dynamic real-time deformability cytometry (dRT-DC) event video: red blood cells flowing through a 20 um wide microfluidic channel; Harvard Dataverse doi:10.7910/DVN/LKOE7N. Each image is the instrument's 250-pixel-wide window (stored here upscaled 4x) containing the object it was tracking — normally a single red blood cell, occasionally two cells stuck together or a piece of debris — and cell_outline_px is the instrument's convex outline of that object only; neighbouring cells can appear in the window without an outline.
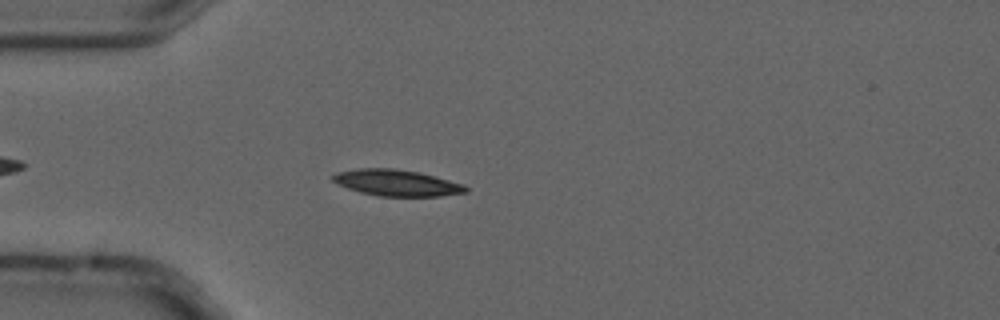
{"species": "common noctule bat (a hibernating species)", "species_latin": "Nyctalus noctula", "temperature_condition": "cold", "stored_images_in_passage": 2, "camera_frame_rate_fps": 3000, "um_per_image_px": 0.085, "animal": {"sex": "male", "forearm_length_mm": 52.5}, "frame": {"image": 1, "passage_image": 2, "time_ms": 0.333, "image_size_px": [1000, 320], "cell_outline_px": [[468, 192], [440, 196], [380, 196], [360, 192], [336, 184], [328, 176], [336, 172], [360, 168], [392, 168], [420, 172], [464, 184], [468, 188]], "centroid_in_image_um": [33.69, 15.53], "position_along_channel_um": 51.3, "area_um2": 20.52}}